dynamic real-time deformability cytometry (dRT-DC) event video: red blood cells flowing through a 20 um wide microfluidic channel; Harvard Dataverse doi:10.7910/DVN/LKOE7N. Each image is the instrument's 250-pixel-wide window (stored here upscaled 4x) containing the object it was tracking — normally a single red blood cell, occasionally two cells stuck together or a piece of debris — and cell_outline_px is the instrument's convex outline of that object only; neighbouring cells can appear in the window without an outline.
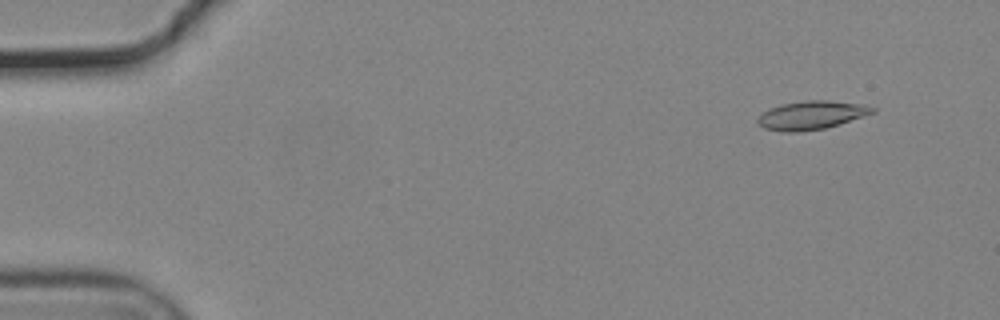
{"species": "common noctule bat (a hibernating species)", "species_latin": "Nyctalus noctula", "temperature_condition": "cold", "stored_images_in_passage": 54, "camera_frame_rate_fps": 3000, "um_per_image_px": 0.085, "animal": {"sex": "male", "body_mass_g": 19.2, "forearm_length_mm": 51.8}, "frame": {"image": 1, "passage_image": 4, "time_ms": 1.0, "image_size_px": [1000, 320], "cell_outline_px": [[876, 112], [840, 124], [824, 128], [800, 132], [780, 132], [764, 128], [756, 120], [768, 108], [780, 104], [804, 100], [828, 100], [864, 104], [876, 108]], "centroid_in_image_um": [68.98, 9.78], "position_along_channel_um": 16.0, "area_um2": 19.25}}
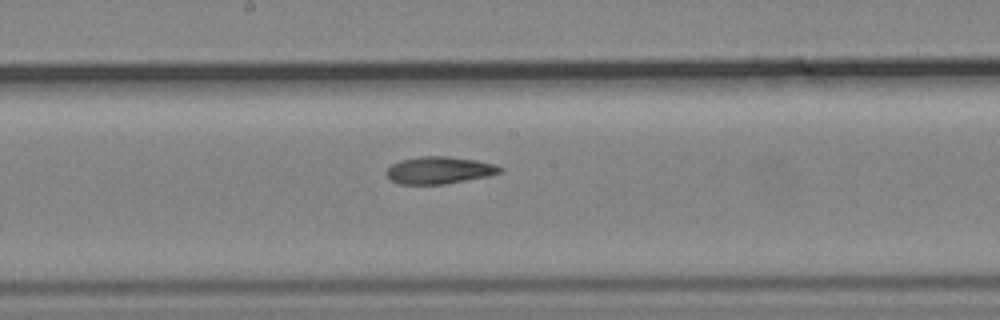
{"frame": {"image": 2, "passage_image": 29, "time_ms": 9.333, "image_size_px": [1000, 320], "cell_outline_px": [[504, 168], [500, 172], [488, 176], [444, 184], [396, 184], [388, 180], [384, 172], [392, 164], [400, 160], [420, 156], [448, 156], [476, 160], [496, 164]], "centroid_in_image_um": [37.29, 14.47], "position_along_channel_um": 210.9, "area_um2": 18.21}}
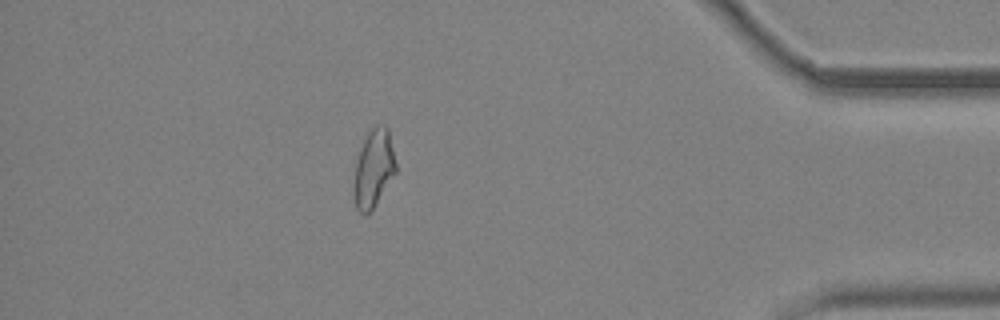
{"frame": {"image": 3, "passage_image": 48, "time_ms": 15.667, "image_size_px": [1000, 320], "cell_outline_px": [[396, 172], [372, 212], [364, 216], [356, 208], [356, 160], [360, 148], [368, 132], [376, 124], [384, 124], [388, 128], [396, 164]], "centroid_in_image_um": [31.8, 14.31], "position_along_channel_um": 403.4, "area_um2": 18.73}, "authors_computed_cell_mechanics": {"area_um2": 18.6116, "velocity_mm_per_s": 3.7127, "shape_relaxation_time_tau1_ms": null, "shape_relaxation_time_tau2_ms": 8.0557, "deformation_change_tau1": null, "deformation_change_tau2": 0.1622}}